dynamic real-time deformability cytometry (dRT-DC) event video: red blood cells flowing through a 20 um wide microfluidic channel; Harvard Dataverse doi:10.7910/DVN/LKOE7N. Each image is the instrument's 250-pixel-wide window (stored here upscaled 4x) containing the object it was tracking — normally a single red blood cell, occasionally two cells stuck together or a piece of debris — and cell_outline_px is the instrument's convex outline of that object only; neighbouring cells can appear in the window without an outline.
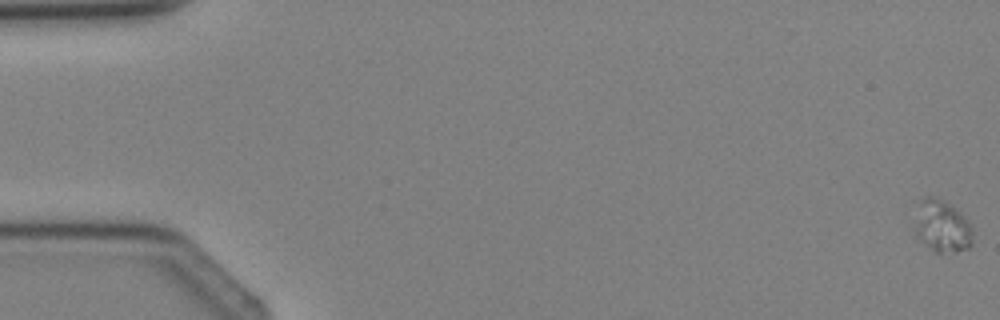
{"species": "Egyptian fruit bat (a non-hibernating species)", "species_latin": "Rousettus aegyptiacus", "temperature_condition": "cold", "stored_images_in_passage": 4, "camera_frame_rate_fps": 3000, "um_per_image_px": 0.085, "animal": {"sex": "female"}, "frame": {"image": 1, "passage_image": 1, "time_ms": 0.0, "image_size_px": [1000, 320], "cell_outline_px": [[972, 244], [968, 248], [956, 252], [932, 252], [920, 240], [916, 228], [916, 224], [920, 200], [928, 196], [932, 196], [940, 200], [952, 208], [968, 220], [972, 228]], "centroid_in_image_um": [80.11, 19.29], "position_along_channel_um": 4.9, "area_um2": 16.99}}